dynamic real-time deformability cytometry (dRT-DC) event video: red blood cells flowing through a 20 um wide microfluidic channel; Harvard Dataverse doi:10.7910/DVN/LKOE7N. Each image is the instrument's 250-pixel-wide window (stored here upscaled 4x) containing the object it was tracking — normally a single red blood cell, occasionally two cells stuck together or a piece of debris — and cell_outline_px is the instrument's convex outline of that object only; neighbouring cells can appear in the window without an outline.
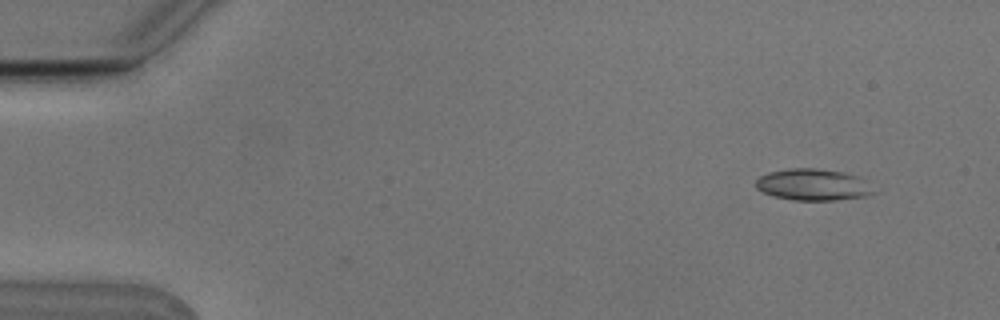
{"species": "Egyptian fruit bat (a non-hibernating species)", "species_latin": "Rousettus aegyptiacus", "temperature_condition": "cold", "stored_images_in_passage": 6, "camera_frame_rate_fps": 3000, "um_per_image_px": 0.085, "animal": {"sex": "male"}, "frame": {"image": 1, "passage_image": 1, "time_ms": 0.0, "image_size_px": [1000, 320], "cell_outline_px": [[880, 192], [864, 196], [836, 200], [792, 200], [772, 196], [756, 188], [756, 180], [760, 176], [768, 172], [788, 168], [820, 168], [844, 172], [856, 176]], "centroid_in_image_um": [69.1, 15.7], "position_along_channel_um": 15.9, "area_um2": 21.79}}
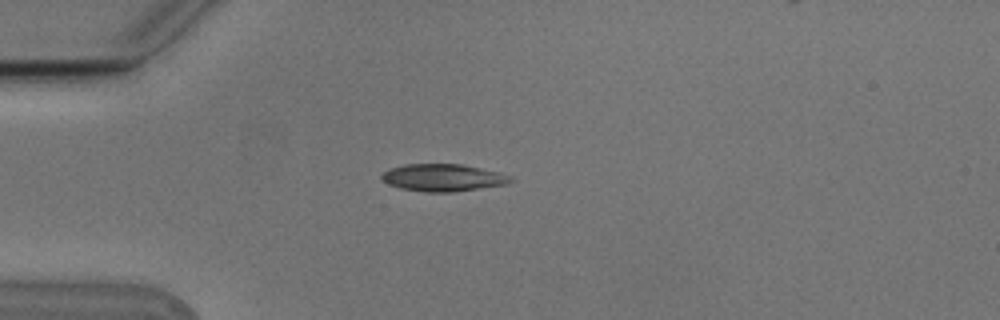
{"frame": {"image": 2, "passage_image": 3, "time_ms": 0.667, "image_size_px": [1000, 320], "cell_outline_px": [[516, 180], [508, 184], [452, 192], [428, 192], [400, 188], [388, 184], [380, 176], [384, 172], [392, 168], [404, 164], [460, 164], [500, 172], [512, 176]], "centroid_in_image_um": [37.71, 15.1], "position_along_channel_um": 47.3, "area_um2": 20.46}}
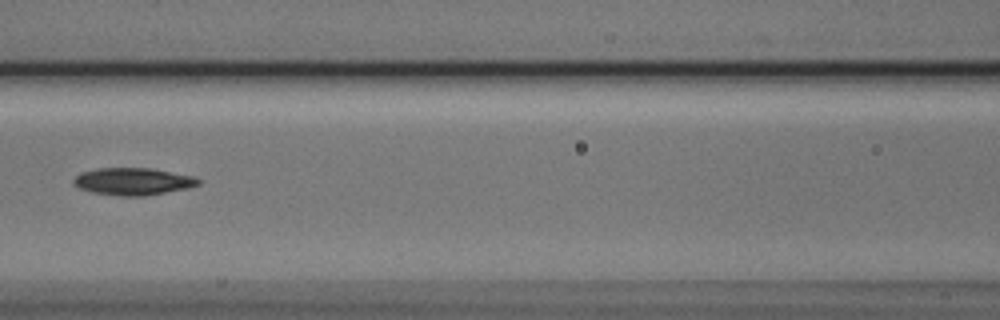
{"frame": {"image": 3, "passage_image": 6, "time_ms": 1.667, "image_size_px": [1000, 320], "cell_outline_px": [[200, 184], [188, 188], [144, 196], [120, 196], [92, 192], [80, 188], [72, 184], [72, 180], [80, 172], [100, 168], [152, 168], [192, 176], [200, 180]], "centroid_in_image_um": [11.28, 15.42], "position_along_channel_um": 155.3, "area_um2": 19.77}}